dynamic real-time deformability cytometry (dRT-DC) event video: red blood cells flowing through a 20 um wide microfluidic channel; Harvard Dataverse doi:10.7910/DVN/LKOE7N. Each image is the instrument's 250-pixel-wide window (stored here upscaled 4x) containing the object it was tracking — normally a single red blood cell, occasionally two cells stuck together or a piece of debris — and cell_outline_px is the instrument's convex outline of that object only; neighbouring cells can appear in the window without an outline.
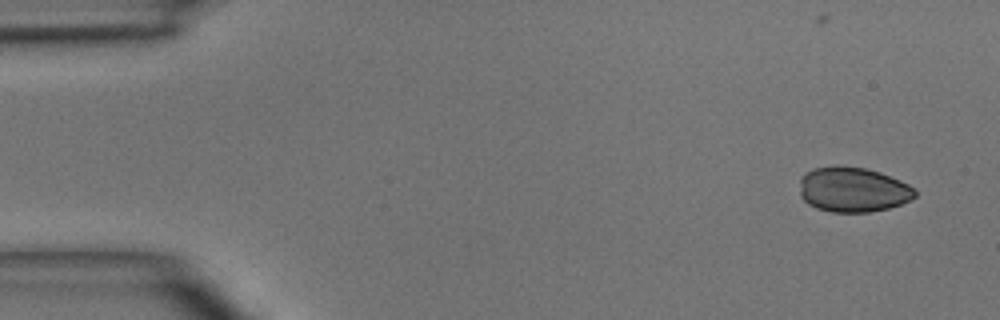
{"species": "common noctule bat (a hibernating species)", "species_latin": "Nyctalus noctula", "temperature_condition": "room temperature", "stored_images_in_passage": 3, "camera_frame_rate_fps": 3000, "um_per_image_px": 0.085, "animal": {"sex": "male", "body_mass_g": 15.6}, "frame": {"image": 1, "passage_image": 1, "time_ms": 0.0, "image_size_px": [1000, 320], "cell_outline_px": [[916, 196], [900, 204], [888, 208], [868, 212], [832, 212], [816, 208], [808, 204], [800, 196], [800, 176], [804, 172], [812, 168], [836, 164], [864, 168], [880, 172], [900, 180], [908, 184], [916, 192]], "centroid_in_image_um": [72.44, 16.09], "position_along_channel_um": 12.6, "area_um2": 30.52}}
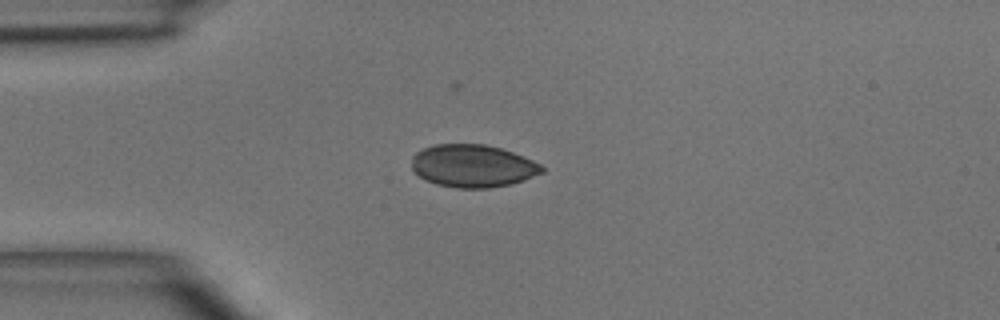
{"frame": {"image": 2, "passage_image": 3, "time_ms": 3.0, "image_size_px": [1000, 320], "cell_outline_px": [[544, 172], [524, 180], [508, 184], [488, 188], [460, 188], [436, 184], [420, 176], [412, 168], [412, 156], [416, 152], [424, 148], [436, 144], [484, 144], [500, 148], [512, 152], [532, 160], [540, 164], [544, 168]], "centroid_in_image_um": [40.19, 14.1], "position_along_channel_um": 44.8, "area_um2": 32.08}}